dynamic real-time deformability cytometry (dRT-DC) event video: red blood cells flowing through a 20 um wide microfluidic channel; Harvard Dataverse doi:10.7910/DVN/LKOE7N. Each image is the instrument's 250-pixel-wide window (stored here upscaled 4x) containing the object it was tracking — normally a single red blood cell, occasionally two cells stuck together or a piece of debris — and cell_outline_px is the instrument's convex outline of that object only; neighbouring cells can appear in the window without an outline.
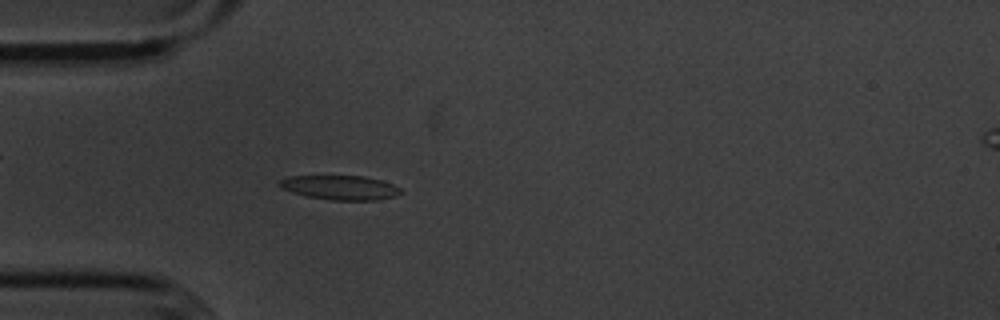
{"species": "common noctule bat (a hibernating species)", "species_latin": "Nyctalus noctula", "temperature_condition": "cold", "stored_images_in_passage": 55, "camera_frame_rate_fps": 3000, "um_per_image_px": 0.085, "animal": {"sex": "male", "body_mass_g": 20.1, "forearm_length_mm": 53.5}, "frame": {"image": 1, "passage_image": 15, "time_ms": 4.667, "image_size_px": [1000, 320], "cell_outline_px": [[404, 192], [396, 196], [376, 200], [332, 200], [308, 196], [292, 192], [280, 188], [276, 184], [280, 180], [288, 176], [364, 176], [380, 180], [392, 184], [400, 188]], "centroid_in_image_um": [28.91, 15.94], "position_along_channel_um": 56.1, "area_um2": 17.22}}
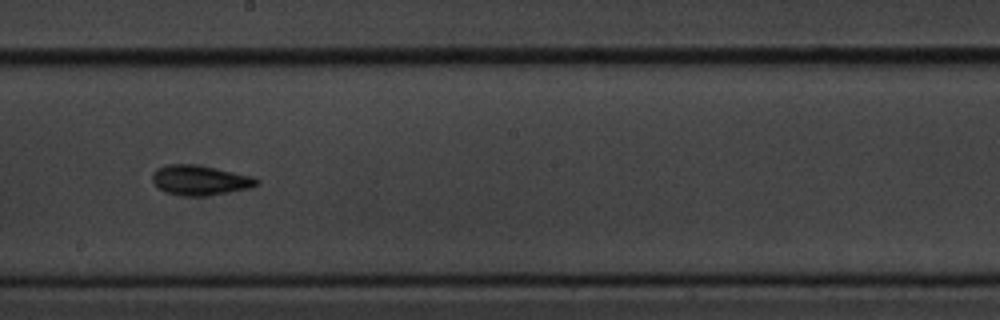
{"frame": {"image": 2, "passage_image": 30, "time_ms": 9.667, "image_size_px": [1000, 320], "cell_outline_px": [[260, 184], [248, 188], [208, 196], [184, 196], [164, 192], [152, 180], [152, 172], [156, 168], [168, 164], [192, 164], [252, 176], [260, 180]], "centroid_in_image_um": [16.98, 15.32], "position_along_channel_um": 231.2, "area_um2": 18.03}}
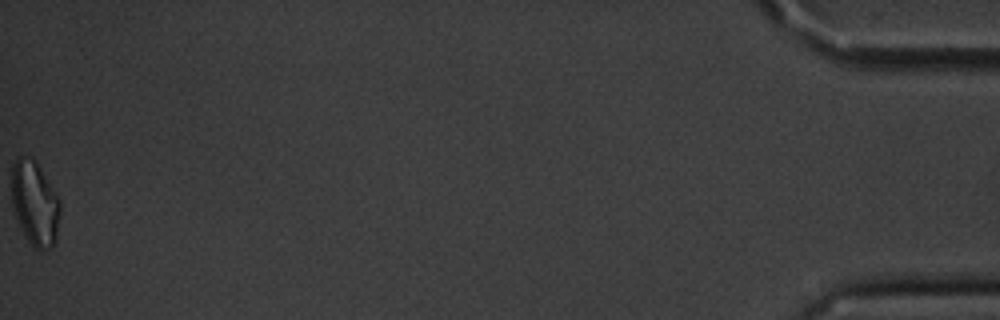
{"frame": {"image": 3, "passage_image": 55, "time_ms": 18.0, "image_size_px": [1000, 320], "cell_outline_px": [[60, 212], [56, 244], [52, 248], [40, 252], [32, 248], [12, 208], [12, 164], [20, 156], [32, 156], [60, 200]], "centroid_in_image_um": [2.98, 17.34], "position_along_channel_um": 432.2, "area_um2": 23.99}, "authors_computed_cell_mechanics": {"area_um2": 17.3978, "velocity_mm_per_s": 3.591, "shape_relaxation_time_tau1_ms": 2.0648, "shape_relaxation_time_tau2_ms": 3.2558, "deformation_change_tau1": 0.1332, "deformation_change_tau2": 0.1295}}